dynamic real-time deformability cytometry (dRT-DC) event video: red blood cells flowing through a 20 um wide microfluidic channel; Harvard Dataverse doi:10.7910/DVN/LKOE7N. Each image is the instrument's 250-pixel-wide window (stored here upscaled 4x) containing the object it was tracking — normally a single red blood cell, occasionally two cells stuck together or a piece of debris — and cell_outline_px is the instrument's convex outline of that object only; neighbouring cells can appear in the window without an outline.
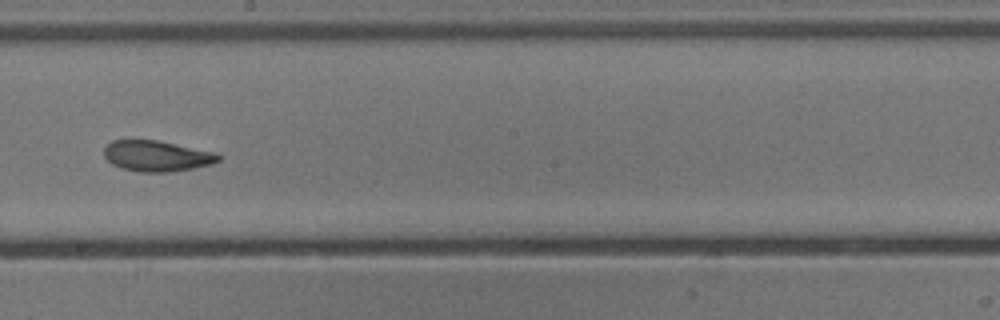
{"species": "common noctule bat (a hibernating species)", "species_latin": "Nyctalus noctula", "temperature_condition": "cold", "stored_images_in_passage": 42, "camera_frame_rate_fps": 3000, "um_per_image_px": 0.085, "animal": {"sex": "male", "body_mass_g": 13.3}, "frame": {"image": 1, "passage_image": 19, "time_ms": 6.0, "image_size_px": [1000, 320], "cell_outline_px": [[220, 160], [212, 164], [192, 168], [168, 172], [140, 172], [120, 168], [112, 164], [104, 156], [104, 148], [112, 140], [156, 140], [216, 152], [220, 156]], "centroid_in_image_um": [13.32, 13.26], "position_along_channel_um": 234.9, "area_um2": 20.46}}
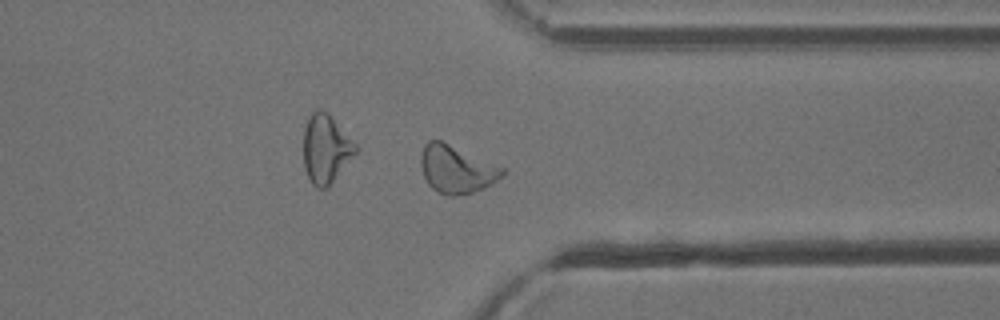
{"frame": {"image": 2, "passage_image": 30, "time_ms": 9.667, "image_size_px": [1000, 320], "cell_outline_px": [[504, 176], [492, 184], [484, 188], [472, 192], [456, 196], [448, 196], [432, 188], [428, 184], [424, 176], [420, 164], [420, 156], [424, 144], [428, 140], [440, 140], [504, 168]], "centroid_in_image_um": [38.79, 14.39], "position_along_channel_um": 372.6, "area_um2": 22.48}, "authors_computed_cell_mechanics": {"area_um2": 21.4438, "velocity_mm_per_s": 3.819, "shape_relaxation_time_tau1_ms": 8.2134, "shape_relaxation_time_tau2_ms": 3.2678, "deformation_change_tau1": 0.1891, "deformation_change_tau2": 0.0976}}